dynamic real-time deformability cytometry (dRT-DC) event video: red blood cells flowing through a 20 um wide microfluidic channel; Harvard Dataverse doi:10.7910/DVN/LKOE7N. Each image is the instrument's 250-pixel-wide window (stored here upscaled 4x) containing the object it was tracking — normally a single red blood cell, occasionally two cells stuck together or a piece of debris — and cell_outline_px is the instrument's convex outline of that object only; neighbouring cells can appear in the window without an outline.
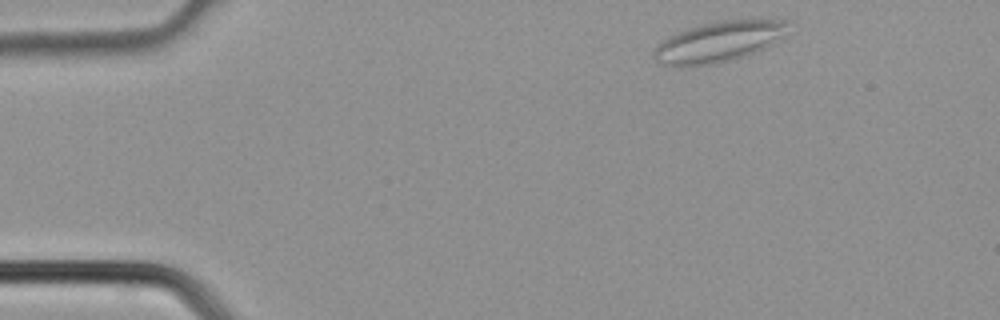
{"species": "common noctule bat (a hibernating species)", "species_latin": "Nyctalus noctula", "temperature_condition": "cold", "stored_images_in_passage": 3, "camera_frame_rate_fps": 3000, "um_per_image_px": 0.085, "animal": {"sex": "male", "body_mass_g": 21.5, "forearm_length_mm": 52.0}, "frame": {"image": 1, "passage_image": 1, "time_ms": 0.0, "image_size_px": [1000, 320], "cell_outline_px": [[788, 24], [780, 36], [772, 44], [764, 48], [744, 56], [716, 64], [692, 68], [672, 68], [660, 64], [652, 56], [652, 52], [656, 44], [668, 36], [688, 28], [700, 24], [720, 20], [752, 16], [788, 20]], "centroid_in_image_um": [61.02, 3.54], "position_along_channel_um": 24.0, "area_um2": 33.06}}